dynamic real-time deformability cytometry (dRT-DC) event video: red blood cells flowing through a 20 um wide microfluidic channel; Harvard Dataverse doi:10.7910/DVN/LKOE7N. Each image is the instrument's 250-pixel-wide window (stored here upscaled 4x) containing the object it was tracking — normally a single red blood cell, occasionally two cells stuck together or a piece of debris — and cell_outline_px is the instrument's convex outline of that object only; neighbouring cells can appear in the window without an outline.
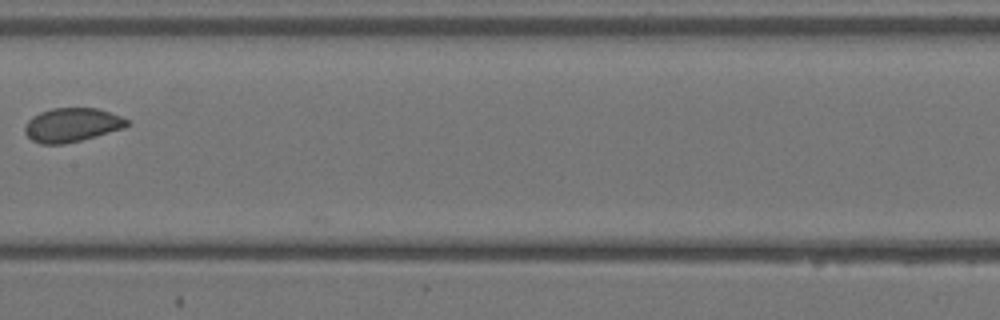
{"species": "Egyptian fruit bat (a non-hibernating species)", "species_latin": "Rousettus aegyptiacus", "temperature_condition": "warm", "stored_images_in_passage": 6, "camera_frame_rate_fps": 3000, "um_per_image_px": 0.085, "animal": {"sex": "female"}, "frame": {"image": 1, "passage_image": 6, "time_ms": 1.667, "image_size_px": [1000, 320], "cell_outline_px": [[128, 124], [124, 128], [80, 140], [64, 144], [40, 144], [32, 140], [24, 132], [24, 124], [32, 116], [40, 112], [52, 108], [96, 108], [120, 116], [128, 120]], "centroid_in_image_um": [6.06, 10.62], "position_along_channel_um": 201.3, "area_um2": 20.06}}